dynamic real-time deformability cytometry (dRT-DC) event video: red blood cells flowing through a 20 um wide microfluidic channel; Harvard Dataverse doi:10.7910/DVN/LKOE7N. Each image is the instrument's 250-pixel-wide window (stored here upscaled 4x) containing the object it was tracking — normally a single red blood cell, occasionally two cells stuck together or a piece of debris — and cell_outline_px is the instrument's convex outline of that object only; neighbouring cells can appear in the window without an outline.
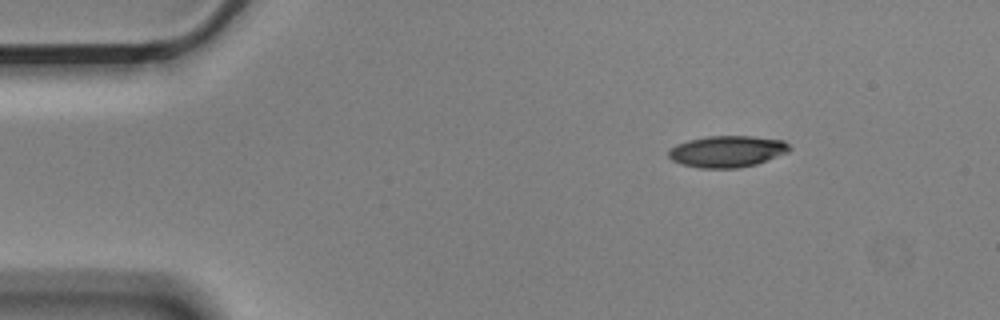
{"species": "Egyptian fruit bat (a non-hibernating species)", "species_latin": "Rousettus aegyptiacus", "temperature_condition": "cold", "stored_images_in_passage": 4, "camera_frame_rate_fps": 3000, "um_per_image_px": 0.085, "animal": {"sex": "male"}, "frame": {"image": 1, "passage_image": 1, "time_ms": 0.0, "image_size_px": [1000, 320], "cell_outline_px": [[792, 148], [788, 152], [756, 164], [736, 168], [700, 168], [680, 164], [672, 160], [668, 156], [668, 152], [676, 144], [688, 140], [708, 136], [752, 136], [784, 140]], "centroid_in_image_um": [61.81, 12.87], "position_along_channel_um": 23.2, "area_um2": 22.2}}
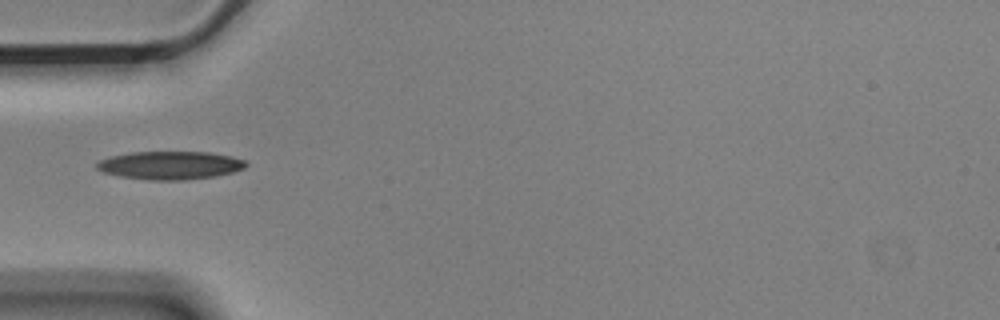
{"frame": {"image": 2, "passage_image": 4, "time_ms": 1.0, "image_size_px": [1000, 320], "cell_outline_px": [[248, 164], [244, 168], [232, 172], [216, 176], [184, 180], [148, 180], [120, 176], [104, 172], [96, 168], [96, 164], [100, 160], [112, 156], [132, 152], [208, 152], [232, 156], [244, 160]], "centroid_in_image_um": [14.48, 14.05], "position_along_channel_um": 70.5, "area_um2": 24.39}}